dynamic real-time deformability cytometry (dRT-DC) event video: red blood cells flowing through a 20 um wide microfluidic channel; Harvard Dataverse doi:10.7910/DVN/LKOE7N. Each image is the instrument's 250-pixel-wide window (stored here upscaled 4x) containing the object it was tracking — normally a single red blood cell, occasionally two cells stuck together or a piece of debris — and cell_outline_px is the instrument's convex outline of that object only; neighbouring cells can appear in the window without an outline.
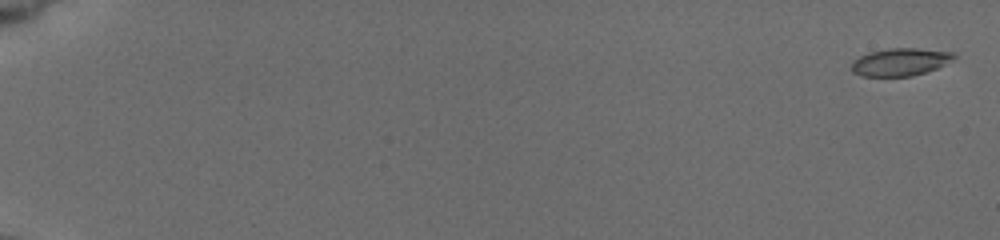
{"species": "common noctule bat (a hibernating species)", "species_latin": "Nyctalus noctula", "temperature_condition": "cold", "stored_images_in_passage": 12, "camera_frame_rate_fps": 3000, "um_per_image_px": 0.085, "animal": {"sex": "female", "body_mass_g": 19.5, "forearm_length_mm": 54.1}, "frame": {"image": 1, "passage_image": 2, "time_ms": 0.333, "image_size_px": [1000, 240], "cell_outline_px": [[956, 56], [944, 64], [936, 68], [912, 76], [860, 76], [852, 72], [852, 64], [860, 56], [868, 52], [888, 48], [916, 48], [952, 52]], "centroid_in_image_um": [76.49, 5.26], "position_along_channel_um": 8.5, "area_um2": 16.24}}